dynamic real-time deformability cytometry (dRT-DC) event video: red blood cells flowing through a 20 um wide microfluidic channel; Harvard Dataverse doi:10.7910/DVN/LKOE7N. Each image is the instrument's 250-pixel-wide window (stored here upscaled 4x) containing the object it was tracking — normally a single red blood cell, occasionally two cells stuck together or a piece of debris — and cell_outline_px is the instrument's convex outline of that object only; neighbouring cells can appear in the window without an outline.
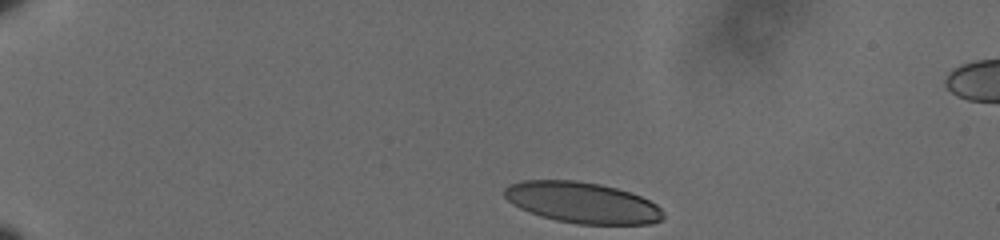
{"species": "human", "species_latin": "Homo sapiens", "temperature_condition": "cold", "stored_images_in_passage": 8, "camera_frame_rate_fps": 3000, "um_per_image_px": 0.085, "donor": {"sex": "male"}, "frame": {"image": 1, "passage_image": 1, "time_ms": 0.0, "image_size_px": [1000, 240], "cell_outline_px": [[664, 216], [660, 220], [652, 224], [576, 224], [556, 220], [540, 216], [528, 212], [512, 204], [504, 196], [504, 188], [508, 184], [524, 180], [576, 180], [600, 184], [632, 192], [656, 204], [664, 212]], "centroid_in_image_um": [49.48, 17.22], "position_along_channel_um": 35.5, "area_um2": 38.15}}
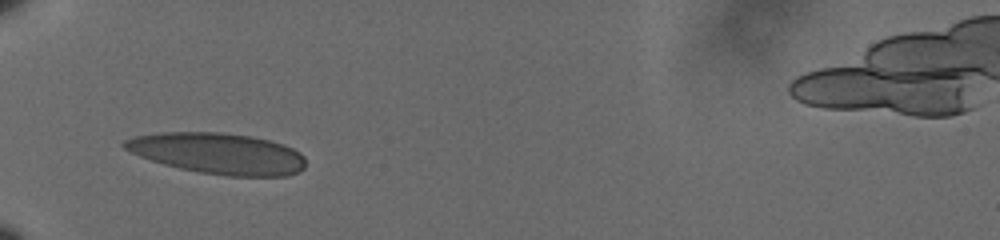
{"frame": {"image": 2, "passage_image": 5, "time_ms": 1.333, "image_size_px": [1000, 240], "cell_outline_px": [[304, 168], [300, 172], [288, 176], [228, 176], [200, 172], [180, 168], [164, 164], [140, 156], [124, 148], [120, 144], [124, 140], [136, 136], [160, 132], [220, 132], [252, 136], [284, 144], [300, 152], [304, 156]], "centroid_in_image_um": [18.55, 13.04], "position_along_channel_um": 66.4, "area_um2": 43.35}}
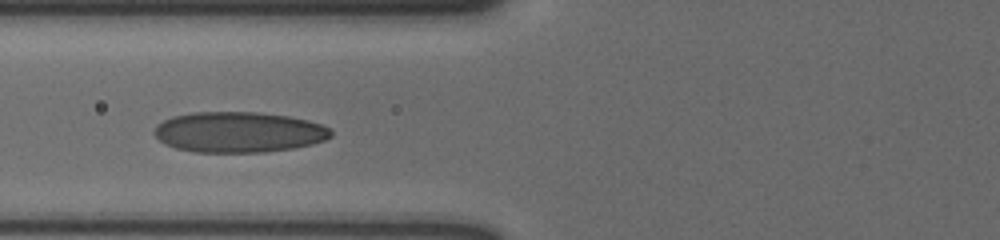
{"frame": {"image": 3, "passage_image": 7, "time_ms": 2.0, "image_size_px": [1000, 240], "cell_outline_px": [[332, 136], [324, 140], [312, 144], [292, 148], [264, 152], [196, 152], [176, 148], [164, 144], [152, 132], [156, 124], [172, 116], [192, 112], [256, 112], [288, 116], [308, 120], [320, 124], [328, 128], [332, 132]], "centroid_in_image_um": [20.25, 11.23], "position_along_channel_um": 105.5, "area_um2": 41.85}}